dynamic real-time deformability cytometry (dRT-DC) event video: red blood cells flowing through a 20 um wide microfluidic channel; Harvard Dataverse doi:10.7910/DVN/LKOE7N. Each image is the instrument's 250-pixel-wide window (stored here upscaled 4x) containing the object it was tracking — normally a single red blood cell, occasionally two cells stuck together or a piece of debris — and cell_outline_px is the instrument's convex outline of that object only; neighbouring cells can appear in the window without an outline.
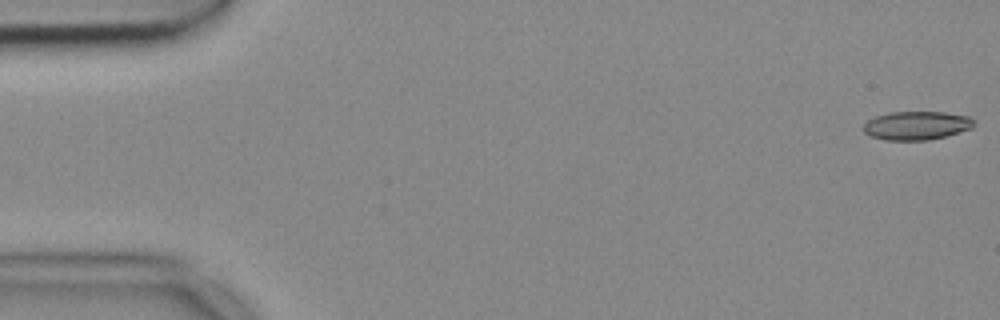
{"species": "common noctule bat (a hibernating species)", "species_latin": "Nyctalus noctula", "temperature_condition": "cold", "stored_images_in_passage": 9, "camera_frame_rate_fps": 3000, "um_per_image_px": 0.085, "animal": {"sex": "female", "body_mass_g": 18.4}, "frame": {"image": 1, "passage_image": 1, "time_ms": 0.0, "image_size_px": [1000, 320], "cell_outline_px": [[976, 124], [972, 128], [944, 136], [928, 140], [884, 140], [872, 136], [864, 132], [864, 124], [868, 120], [876, 116], [888, 112], [944, 112], [968, 116], [976, 120]], "centroid_in_image_um": [77.93, 10.66], "position_along_channel_um": 7.1, "area_um2": 18.38}}